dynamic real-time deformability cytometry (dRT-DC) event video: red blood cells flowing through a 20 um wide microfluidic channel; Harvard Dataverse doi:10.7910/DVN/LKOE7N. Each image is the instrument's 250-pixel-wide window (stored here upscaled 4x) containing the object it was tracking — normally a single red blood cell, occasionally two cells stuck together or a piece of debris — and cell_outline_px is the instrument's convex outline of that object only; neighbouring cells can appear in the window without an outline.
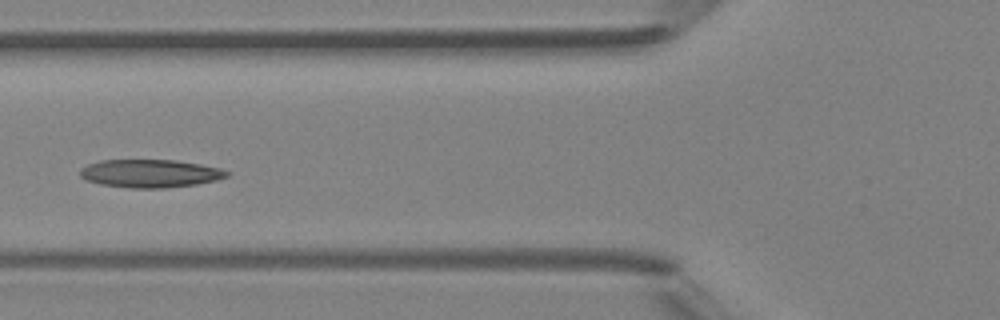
{"species": "Egyptian fruit bat (a non-hibernating species)", "species_latin": "Rousettus aegyptiacus", "temperature_condition": "room temperature", "stored_images_in_passage": 6, "camera_frame_rate_fps": 3000, "um_per_image_px": 0.085, "animal": {"sex": "female"}, "frame": {"image": 1, "passage_image": 6, "time_ms": 5.667, "image_size_px": [1000, 320], "cell_outline_px": [[232, 172], [228, 176], [216, 180], [196, 184], [164, 188], [128, 188], [100, 184], [88, 180], [80, 176], [80, 168], [88, 164], [100, 160], [176, 160], [200, 164], [220, 168]], "centroid_in_image_um": [12.77, 14.74], "position_along_channel_um": 113.0, "area_um2": 24.04}}